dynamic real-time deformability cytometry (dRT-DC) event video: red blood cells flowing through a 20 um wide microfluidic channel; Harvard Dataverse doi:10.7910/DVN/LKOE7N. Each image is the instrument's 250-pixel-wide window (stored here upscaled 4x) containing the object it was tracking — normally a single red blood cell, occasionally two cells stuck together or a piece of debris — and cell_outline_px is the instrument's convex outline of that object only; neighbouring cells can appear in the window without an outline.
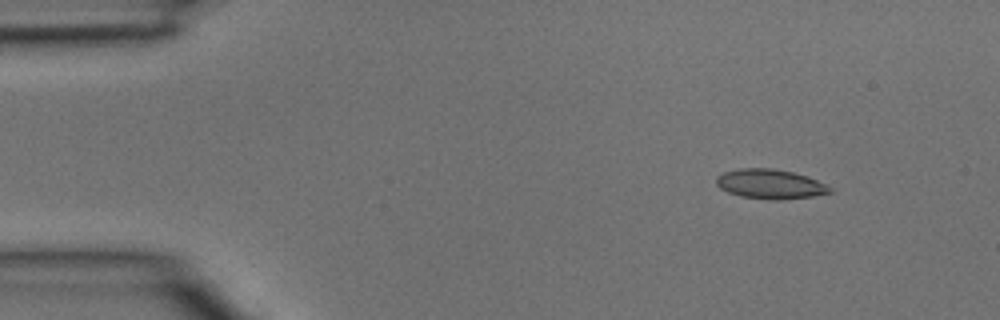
{"species": "common noctule bat (a hibernating species)", "species_latin": "Nyctalus noctula", "temperature_condition": "room temperature", "stored_images_in_passage": 39, "camera_frame_rate_fps": 3000, "um_per_image_px": 0.085, "animal": {"sex": "male", "body_mass_g": 15.6}, "frame": {"image": 1, "passage_image": 4, "time_ms": 1.0, "image_size_px": [1000, 320], "cell_outline_px": [[832, 192], [812, 196], [780, 200], [772, 200], [740, 196], [728, 192], [720, 188], [716, 184], [716, 176], [724, 172], [740, 168], [772, 168], [792, 172], [816, 180], [832, 188]], "centroid_in_image_um": [65.42, 15.65], "position_along_channel_um": 19.6, "area_um2": 19.42}}
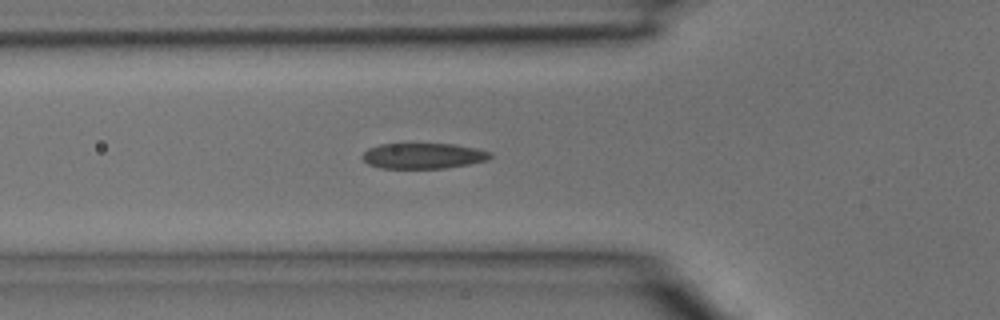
{"frame": {"image": 2, "passage_image": 13, "time_ms": 4.0, "image_size_px": [1000, 320], "cell_outline_px": [[492, 156], [488, 160], [448, 168], [380, 168], [368, 164], [360, 156], [368, 148], [380, 144], [452, 144], [476, 148], [492, 152]], "centroid_in_image_um": [35.97, 13.25], "position_along_channel_um": 89.8, "area_um2": 19.13}}
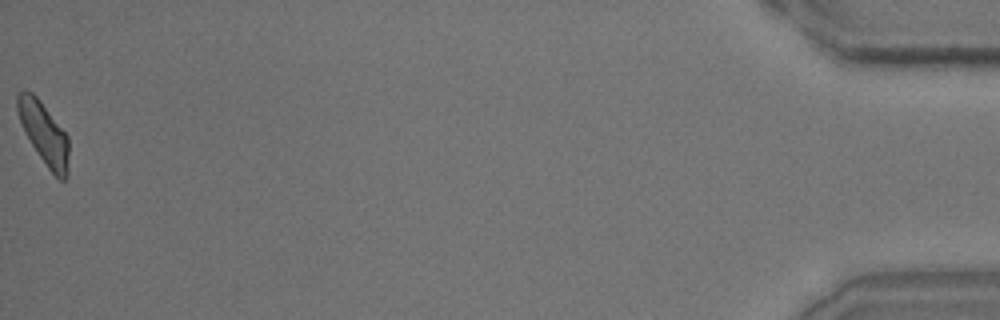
{"frame": {"image": 3, "passage_image": 39, "time_ms": 12.667, "image_size_px": [1000, 320], "cell_outline_px": [[68, 176], [64, 180], [60, 180], [48, 168], [24, 132], [16, 108], [16, 96], [24, 88], [32, 92], [36, 96], [68, 136]], "centroid_in_image_um": [3.72, 11.32], "position_along_channel_um": 431.5, "area_um2": 18.32}}